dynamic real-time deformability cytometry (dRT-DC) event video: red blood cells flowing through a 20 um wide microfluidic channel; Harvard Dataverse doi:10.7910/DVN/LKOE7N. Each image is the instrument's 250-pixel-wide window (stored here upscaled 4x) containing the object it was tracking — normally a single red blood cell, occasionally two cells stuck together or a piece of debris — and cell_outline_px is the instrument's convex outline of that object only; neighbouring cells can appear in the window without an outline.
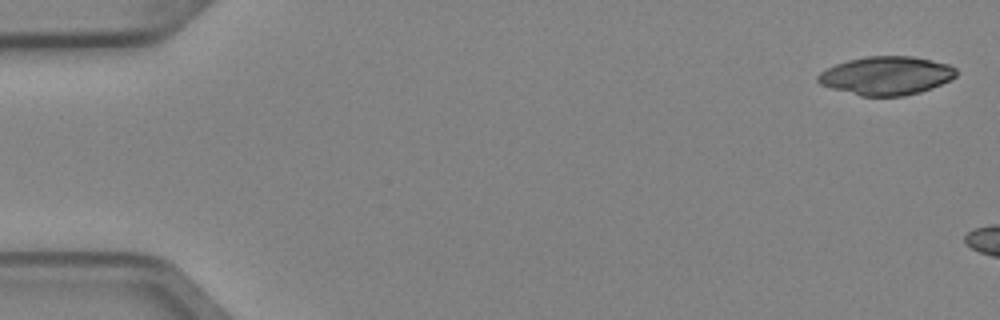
{"species": "Egyptian fruit bat (a non-hibernating species)", "species_latin": "Rousettus aegyptiacus", "temperature_condition": "cold", "stored_images_in_passage": 8, "camera_frame_rate_fps": 3000, "um_per_image_px": 0.085, "animal": {"sex": "female"}, "frame": {"image": 1, "passage_image": 1, "time_ms": 0.0, "image_size_px": [1000, 320], "cell_outline_px": [[956, 76], [932, 88], [920, 92], [904, 96], [860, 96], [832, 88], [820, 84], [816, 80], [816, 76], [820, 72], [836, 64], [848, 60], [864, 56], [912, 56], [948, 64], [956, 68]], "centroid_in_image_um": [75.31, 6.43], "position_along_channel_um": 9.7, "area_um2": 30.92}}
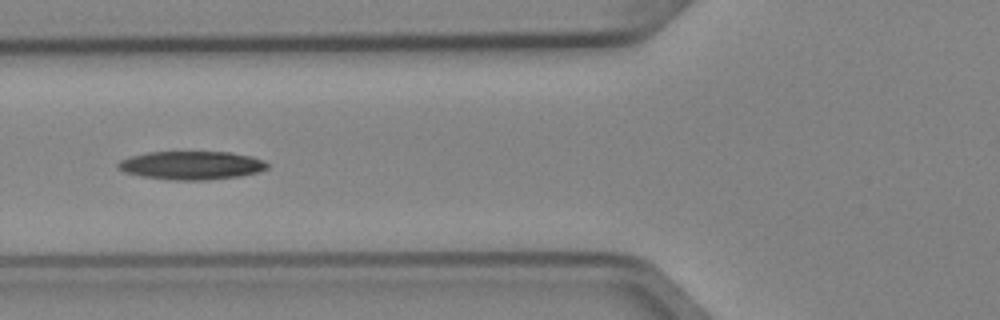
{"frame": {"image": 2, "passage_image": 7, "time_ms": 2.0, "image_size_px": [1000, 320], "cell_outline_px": [[268, 168], [260, 172], [240, 176], [208, 180], [172, 180], [144, 176], [124, 172], [116, 168], [116, 164], [120, 160], [132, 156], [148, 152], [228, 152], [252, 156], [264, 160], [268, 164]], "centroid_in_image_um": [16.3, 14.05], "position_along_channel_um": 109.5, "area_um2": 24.8}}
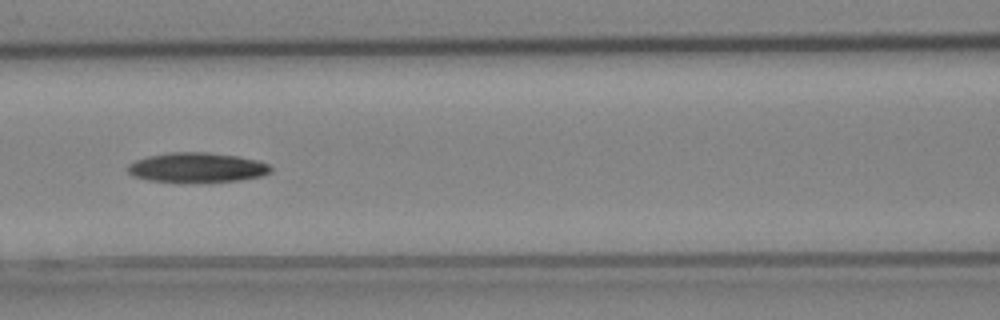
{"frame": {"image": 3, "passage_image": 8, "time_ms": 2.333, "image_size_px": [1000, 320], "cell_outline_px": [[272, 172], [260, 176], [240, 180], [184, 184], [176, 184], [148, 180], [132, 176], [128, 172], [128, 164], [136, 160], [148, 156], [168, 152], [208, 152], [236, 156], [260, 160], [268, 164], [272, 168]], "centroid_in_image_um": [16.72, 14.27], "position_along_channel_um": 149.9, "area_um2": 25.55}}